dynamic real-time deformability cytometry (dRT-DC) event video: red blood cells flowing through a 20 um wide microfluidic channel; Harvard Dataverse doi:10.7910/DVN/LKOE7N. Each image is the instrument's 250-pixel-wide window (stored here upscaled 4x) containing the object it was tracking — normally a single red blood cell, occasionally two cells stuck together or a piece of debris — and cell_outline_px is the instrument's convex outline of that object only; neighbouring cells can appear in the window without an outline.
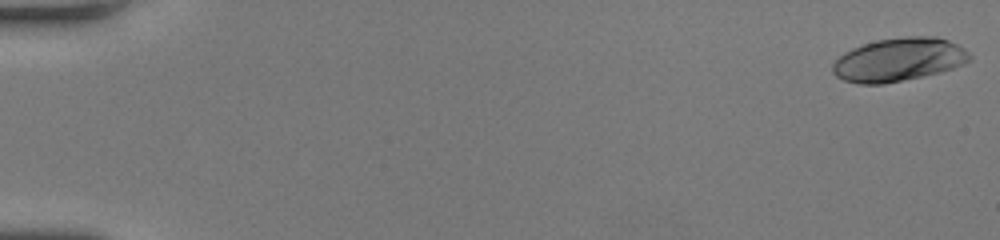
{"species": "human", "species_latin": "Homo sapiens", "temperature_condition": "room temperature", "stored_images_in_passage": 51, "camera_frame_rate_fps": 3000, "um_per_image_px": 0.085, "donor": {"sex": "female"}, "frame": {"image": 1, "passage_image": 1, "time_ms": 0.0, "image_size_px": [1000, 240], "cell_outline_px": [[972, 56], [964, 64], [940, 72], [884, 84], [860, 84], [844, 80], [836, 76], [832, 72], [832, 64], [844, 52], [852, 48], [876, 40], [904, 36], [936, 36], [948, 40], [964, 48]], "centroid_in_image_um": [76.38, 5.06], "position_along_channel_um": 8.6, "area_um2": 34.56}}
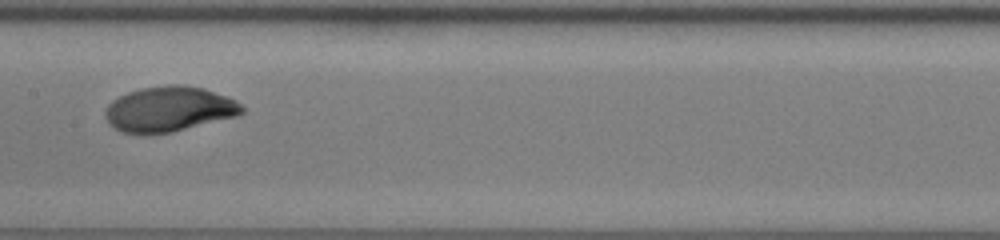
{"frame": {"image": 2, "passage_image": 28, "time_ms": 9.0, "image_size_px": [1000, 240], "cell_outline_px": [[244, 112], [236, 116], [172, 132], [144, 136], [120, 132], [108, 124], [104, 116], [104, 112], [108, 104], [112, 100], [128, 92], [140, 88], [172, 84], [180, 84], [204, 88], [236, 100], [244, 108]], "centroid_in_image_um": [14.31, 9.29], "position_along_channel_um": 193.1, "area_um2": 36.47}}
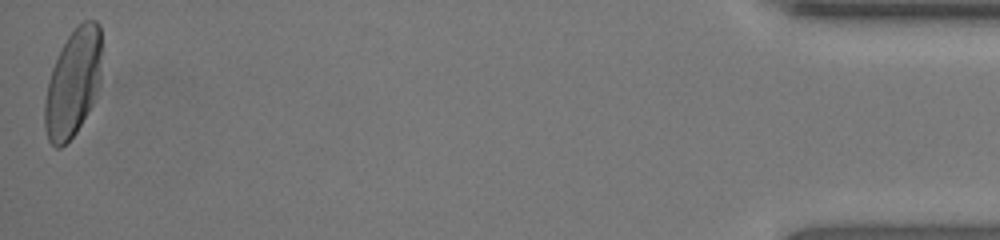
{"frame": {"image": 3, "passage_image": 51, "time_ms": 16.667, "image_size_px": [1000, 240], "cell_outline_px": [[100, 84], [92, 104], [76, 132], [60, 148], [56, 148], [48, 140], [44, 128], [44, 100], [48, 80], [52, 68], [68, 36], [84, 20], [96, 20], [100, 24]], "centroid_in_image_um": [6.19, 7.08], "position_along_channel_um": 429.0, "area_um2": 35.37}, "authors_computed_cell_mechanics": {"area_um2": 34.7956, "velocity_mm_per_s": 4.2129, "shape_relaxation_time_tau1_ms": 2.5607, "shape_relaxation_time_tau2_ms": 0.804, "deformation_change_tau1": 0.1731, "deformation_change_tau2": 0.0389}}